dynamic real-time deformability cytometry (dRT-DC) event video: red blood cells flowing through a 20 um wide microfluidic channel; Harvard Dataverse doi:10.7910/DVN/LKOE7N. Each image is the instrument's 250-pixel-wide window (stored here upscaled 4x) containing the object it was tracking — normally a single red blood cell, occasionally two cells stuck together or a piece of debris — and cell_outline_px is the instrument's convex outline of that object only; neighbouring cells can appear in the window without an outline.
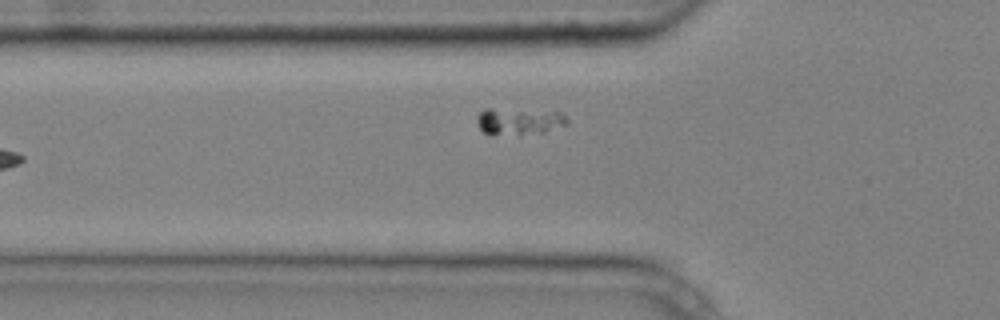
{"species": "common noctule bat (a hibernating species)", "species_latin": "Nyctalus noctula", "temperature_condition": "cold", "stored_images_in_passage": 8, "camera_frame_rate_fps": 3000, "um_per_image_px": 0.085, "animal": {"sex": "male", "body_mass_g": 20.4}, "frame": {"image": 1, "passage_image": 7, "time_ms": 2.0, "image_size_px": [1000, 320], "cell_outline_px": [[568, 124], [544, 132], [520, 136], [484, 132], [480, 128], [476, 120], [476, 116], [484, 108], [492, 108], [560, 112], [568, 120]], "centroid_in_image_um": [44.11, 10.31], "position_along_channel_um": 81.7, "area_um2": 14.16}}
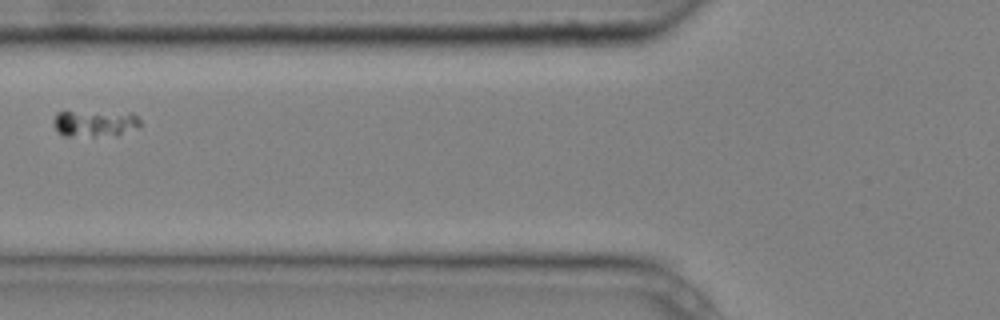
{"frame": {"image": 2, "passage_image": 8, "time_ms": 2.333, "image_size_px": [1000, 320], "cell_outline_px": [[140, 128], [116, 136], [64, 136], [56, 128], [56, 112], [64, 108], [132, 112], [140, 120]], "centroid_in_image_um": [8.1, 10.42], "position_along_channel_um": 117.7, "area_um2": 14.51}}